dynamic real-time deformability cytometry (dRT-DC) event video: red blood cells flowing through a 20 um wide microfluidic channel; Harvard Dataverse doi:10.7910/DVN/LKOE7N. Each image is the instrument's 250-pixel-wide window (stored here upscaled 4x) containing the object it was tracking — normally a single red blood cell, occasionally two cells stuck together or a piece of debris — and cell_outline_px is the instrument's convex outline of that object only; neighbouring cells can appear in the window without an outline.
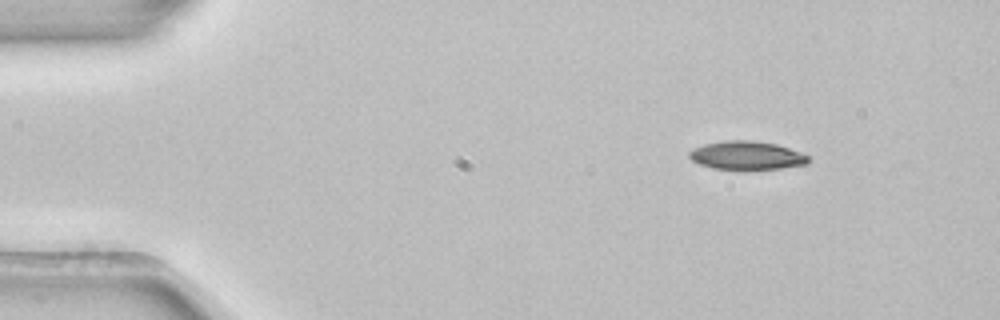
{"species": "common noctule bat (a hibernating species)", "species_latin": "Nyctalus noctula", "temperature_condition": "room temperature", "stored_images_in_passage": 4, "segment_of_instrument_passage": [1, 2], "camera_frame_rate_fps": 3000, "um_per_image_px": 0.085, "animal": {"sex": "female", "body_mass_g": 22.7, "forearm_length_mm": 54.2}, "frame": {"image": 1, "passage_image": 1, "time_ms": 0.0, "image_size_px": [1000, 320], "cell_outline_px": [[808, 164], [780, 168], [712, 168], [700, 164], [692, 160], [688, 156], [688, 152], [692, 148], [704, 144], [724, 140], [752, 140], [776, 144], [788, 148], [808, 156]], "centroid_in_image_um": [63.42, 13.19], "position_along_channel_um": 21.6, "area_um2": 19.36}}
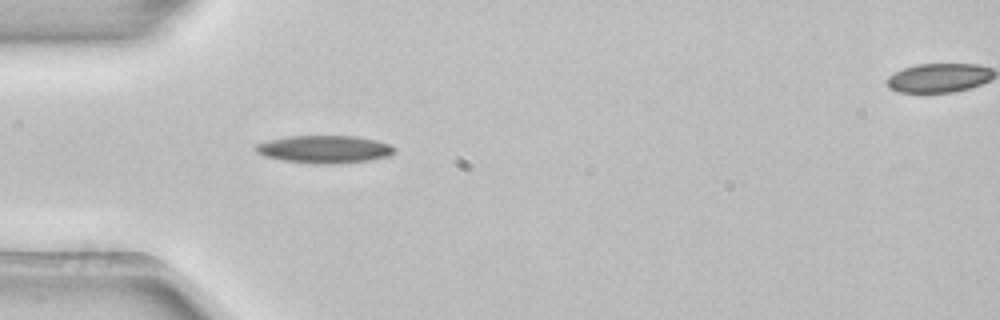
{"frame": {"image": 2, "passage_image": 3, "time_ms": 0.667, "image_size_px": [1000, 320], "cell_outline_px": [[396, 152], [388, 156], [368, 160], [340, 164], [312, 164], [284, 160], [264, 156], [256, 152], [252, 148], [256, 144], [268, 140], [288, 136], [356, 136], [376, 140], [388, 144], [396, 148]], "centroid_in_image_um": [27.56, 12.69], "position_along_channel_um": 57.4, "area_um2": 22.54}}